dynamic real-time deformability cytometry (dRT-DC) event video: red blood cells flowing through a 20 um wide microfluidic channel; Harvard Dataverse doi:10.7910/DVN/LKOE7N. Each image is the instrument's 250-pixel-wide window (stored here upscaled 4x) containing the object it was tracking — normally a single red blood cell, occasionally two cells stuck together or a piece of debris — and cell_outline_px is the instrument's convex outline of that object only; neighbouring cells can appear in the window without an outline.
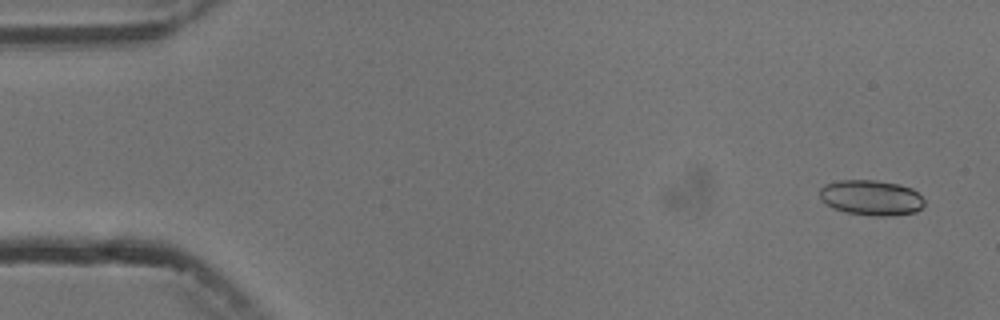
{"species": "common noctule bat (a hibernating species)", "species_latin": "Nyctalus noctula", "temperature_condition": "cold", "stored_images_in_passage": 8, "camera_frame_rate_fps": 3000, "um_per_image_px": 0.085, "animal": {"sex": "male", "body_mass_g": 13.3}, "frame": {"image": 1, "passage_image": 1, "time_ms": 0.0, "image_size_px": [1000, 320], "cell_outline_px": [[924, 204], [916, 212], [892, 216], [872, 216], [848, 212], [832, 208], [820, 200], [820, 188], [824, 184], [840, 180], [876, 180], [900, 184], [912, 188], [924, 200]], "centroid_in_image_um": [74.04, 16.8], "position_along_channel_um": 11.0, "area_um2": 21.68}}
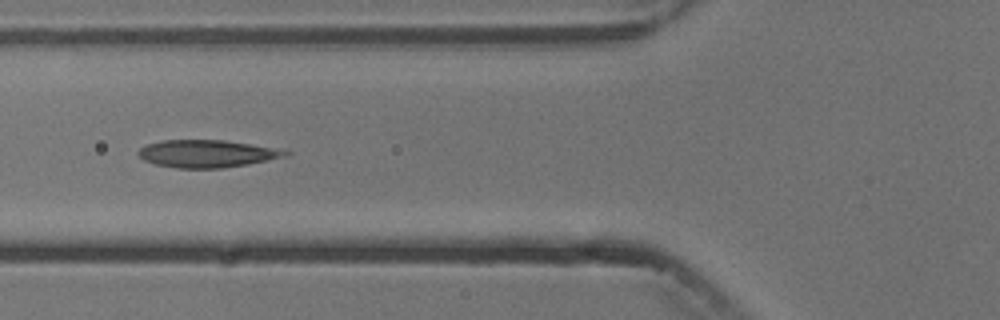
{"frame": {"image": 2, "passage_image": 6, "time_ms": 6.0, "image_size_px": [1000, 320], "cell_outline_px": [[292, 152], [288, 156], [248, 164], [220, 168], [176, 168], [156, 164], [144, 160], [136, 152], [144, 144], [164, 140], [224, 140], [284, 148]], "centroid_in_image_um": [17.66, 13.05], "position_along_channel_um": 108.1, "area_um2": 23.87}}
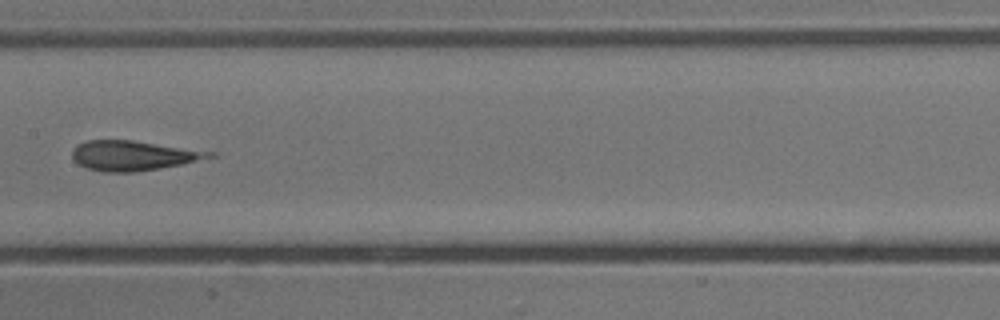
{"frame": {"image": 3, "passage_image": 8, "time_ms": 8.333, "image_size_px": [1000, 320], "cell_outline_px": [[216, 156], [180, 164], [136, 172], [104, 172], [88, 168], [72, 160], [72, 152], [80, 144], [88, 140], [132, 140], [216, 152]], "centroid_in_image_um": [11.33, 13.22], "position_along_channel_um": 196.1, "area_um2": 23.52}}